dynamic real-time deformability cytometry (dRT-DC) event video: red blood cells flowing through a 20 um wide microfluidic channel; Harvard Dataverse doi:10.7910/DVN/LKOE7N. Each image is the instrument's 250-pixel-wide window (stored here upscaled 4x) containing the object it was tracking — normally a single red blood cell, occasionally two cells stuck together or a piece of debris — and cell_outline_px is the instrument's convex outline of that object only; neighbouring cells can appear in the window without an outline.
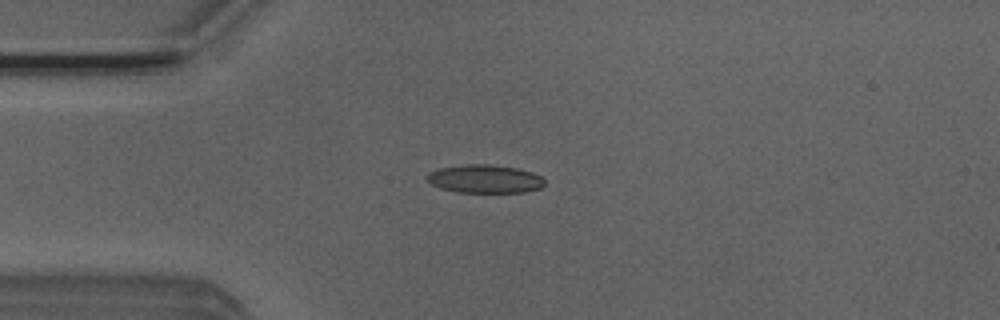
{"species": "Egyptian fruit bat (a non-hibernating species)", "species_latin": "Rousettus aegyptiacus", "temperature_condition": "room temperature", "stored_images_in_passage": 51, "camera_frame_rate_fps": 3000, "um_per_image_px": 0.085, "animal": {"sex": "male"}, "frame": {"image": 1, "passage_image": 12, "time_ms": 3.667, "image_size_px": [1000, 320], "cell_outline_px": [[544, 184], [540, 188], [524, 192], [456, 192], [440, 188], [432, 184], [424, 176], [428, 172], [436, 168], [464, 164], [492, 164], [516, 168], [532, 172], [540, 176], [544, 180]], "centroid_in_image_um": [41.15, 15.19], "position_along_channel_um": 43.8, "area_um2": 19.54}}
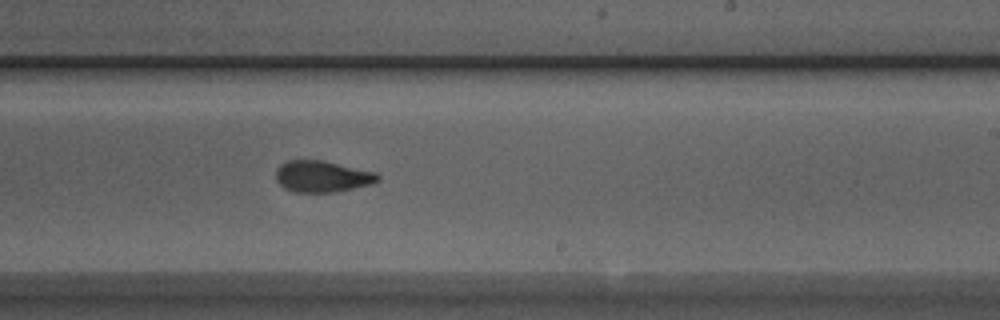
{"frame": {"image": 2, "passage_image": 30, "time_ms": 9.667, "image_size_px": [1000, 320], "cell_outline_px": [[380, 180], [372, 184], [332, 192], [292, 192], [284, 188], [276, 180], [276, 168], [280, 164], [288, 160], [320, 160], [376, 172], [380, 176]], "centroid_in_image_um": [27.36, 15.0], "position_along_channel_um": 261.6, "area_um2": 18.61}}
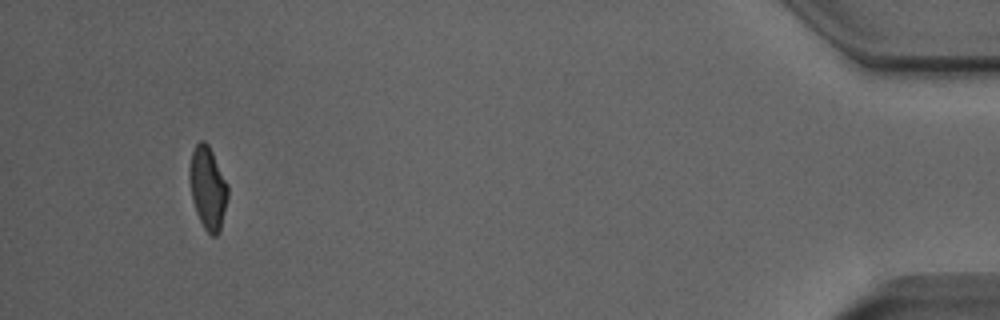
{"frame": {"image": 3, "passage_image": 48, "time_ms": 15.667, "image_size_px": [1000, 320], "cell_outline_px": [[228, 196], [220, 232], [216, 236], [212, 236], [204, 228], [196, 212], [192, 200], [188, 176], [188, 172], [192, 152], [196, 144], [200, 140], [204, 140], [208, 144], [228, 184]], "centroid_in_image_um": [17.66, 15.98], "position_along_channel_um": 417.5, "area_um2": 18.55}, "authors_computed_cell_mechanics": {"area_um2": 18.9006, "velocity_mm_per_s": 3.9204, "shape_relaxation_time_tau1_ms": 7.5173, "shape_relaxation_time_tau2_ms": 1.6781, "deformation_change_tau1": 0.1778, "deformation_change_tau2": 0.086}}